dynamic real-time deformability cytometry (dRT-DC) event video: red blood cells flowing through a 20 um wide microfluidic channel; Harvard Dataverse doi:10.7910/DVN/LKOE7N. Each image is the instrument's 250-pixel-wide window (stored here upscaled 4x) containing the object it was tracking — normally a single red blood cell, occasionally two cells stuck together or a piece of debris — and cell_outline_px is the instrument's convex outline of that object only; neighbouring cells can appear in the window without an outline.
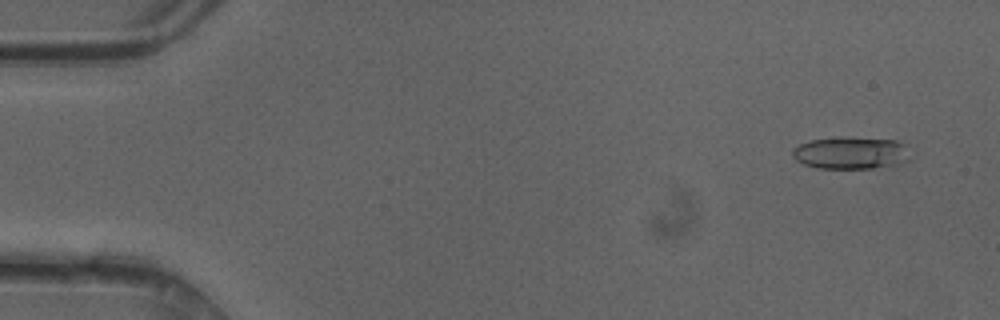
{"species": "common noctule bat (a hibernating species)", "species_latin": "Nyctalus noctula", "temperature_condition": "cold", "stored_images_in_passage": 46, "camera_frame_rate_fps": 3000, "um_per_image_px": 0.085, "animal": {"sex": "female"}, "frame": {"image": 1, "passage_image": 1, "time_ms": 0.0, "image_size_px": [1000, 320], "cell_outline_px": [[888, 140], [876, 164], [860, 168], [832, 168], [812, 164], [804, 160], [804, 144], [816, 140]], "centroid_in_image_um": [71.74, 13.01], "position_along_channel_um": 13.3, "area_um2": 14.57}}
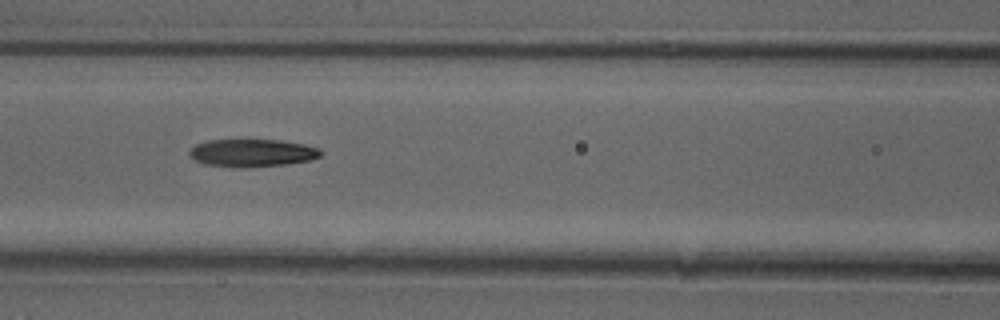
{"frame": {"image": 2, "passage_image": 19, "time_ms": 6.0, "image_size_px": [1000, 320], "cell_outline_px": [[320, 152], [316, 156], [304, 160], [272, 164], [220, 164], [200, 160], [192, 152], [200, 144], [220, 140], [264, 140], [296, 144], [312, 148]], "centroid_in_image_um": [21.47, 12.94], "position_along_channel_um": 145.1, "area_um2": 17.69}}
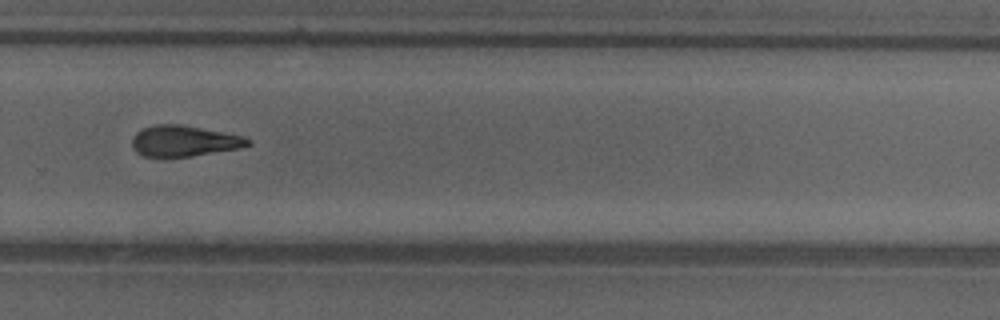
{"frame": {"image": 3, "passage_image": 31, "time_ms": 10.0, "image_size_px": [1000, 320], "cell_outline_px": [[248, 144], [232, 148], [184, 156], [152, 156], [140, 152], [136, 148], [136, 136], [140, 132], [148, 128], [192, 128], [232, 136], [248, 140]], "centroid_in_image_um": [15.61, 12.05], "position_along_channel_um": 314.2, "area_um2": 17.17}}